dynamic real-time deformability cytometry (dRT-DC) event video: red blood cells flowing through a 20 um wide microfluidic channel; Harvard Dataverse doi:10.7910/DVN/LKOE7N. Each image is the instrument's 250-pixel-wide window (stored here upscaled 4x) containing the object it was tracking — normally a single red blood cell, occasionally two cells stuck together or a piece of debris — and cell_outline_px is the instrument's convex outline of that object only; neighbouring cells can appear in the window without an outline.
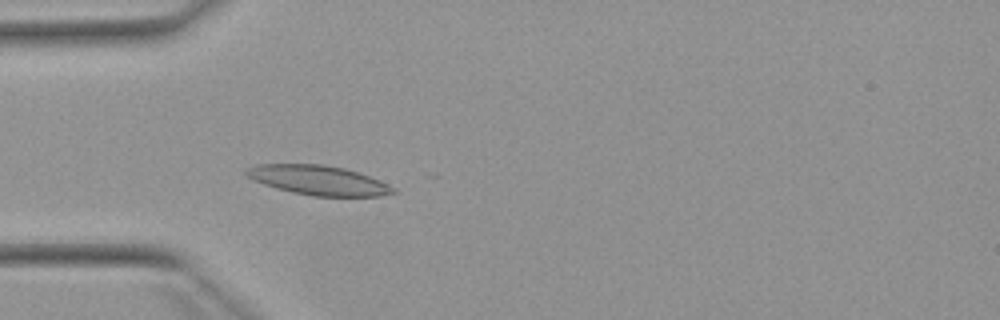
{"species": "Egyptian fruit bat (a non-hibernating species)", "species_latin": "Rousettus aegyptiacus", "temperature_condition": "warm", "stored_images_in_passage": 42, "camera_frame_rate_fps": 3000, "um_per_image_px": 0.085, "animal": {"sex": "female"}, "frame": {"image": 1, "passage_image": 5, "time_ms": 1.333, "image_size_px": [1000, 320], "cell_outline_px": [[396, 192], [380, 196], [312, 196], [292, 192], [276, 188], [252, 180], [244, 172], [244, 168], [256, 164], [324, 164], [344, 168], [368, 176], [388, 184], [396, 188]], "centroid_in_image_um": [27.02, 15.31], "position_along_channel_um": 58.0, "area_um2": 25.26}}
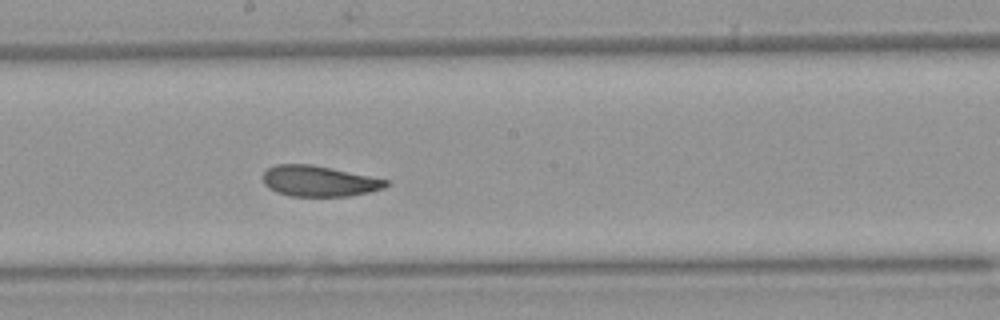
{"frame": {"image": 2, "passage_image": 18, "time_ms": 5.667, "image_size_px": [1000, 320], "cell_outline_px": [[388, 184], [384, 188], [368, 192], [348, 196], [292, 196], [276, 192], [268, 188], [264, 184], [264, 172], [268, 168], [276, 164], [312, 164], [332, 168], [388, 180]], "centroid_in_image_um": [27.09, 15.39], "position_along_channel_um": 221.1, "area_um2": 21.91}}
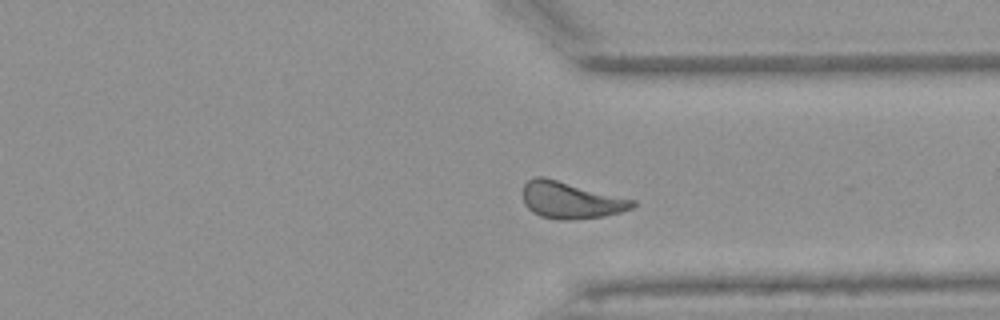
{"frame": {"image": 3, "passage_image": 29, "time_ms": 9.333, "image_size_px": [1000, 320], "cell_outline_px": [[636, 204], [632, 208], [620, 212], [604, 216], [572, 220], [560, 220], [540, 216], [532, 212], [524, 204], [524, 184], [528, 180], [536, 176], [544, 176], [636, 200]], "centroid_in_image_um": [48.52, 17.01], "position_along_channel_um": 362.9, "area_um2": 23.58}, "authors_computed_cell_mechanics": {"area_um2": 23.1778, "velocity_mm_per_s": 3.8656, "shape_relaxation_time_tau1_ms": 4.3093, "shape_relaxation_time_tau2_ms": 4.0447, "deformation_change_tau1": 0.1201, "deformation_change_tau2": 0.1105}}